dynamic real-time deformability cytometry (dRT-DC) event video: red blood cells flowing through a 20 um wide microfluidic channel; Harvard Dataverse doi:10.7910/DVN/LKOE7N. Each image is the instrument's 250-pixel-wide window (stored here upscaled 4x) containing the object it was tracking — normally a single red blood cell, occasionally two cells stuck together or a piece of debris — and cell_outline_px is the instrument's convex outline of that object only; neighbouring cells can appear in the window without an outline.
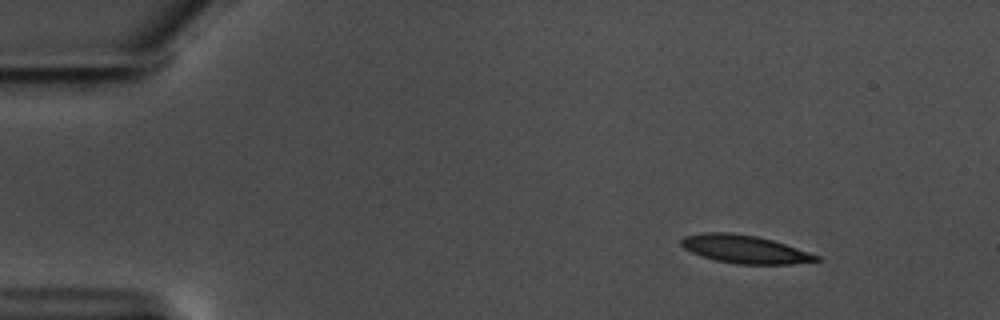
{"species": "common noctule bat (a hibernating species)", "species_latin": "Nyctalus noctula", "temperature_condition": "warm", "stored_images_in_passage": 2, "camera_frame_rate_fps": 3000, "um_per_image_px": 0.085, "animal": {"sex": "male", "body_mass_g": 17.5, "forearm_length_mm": 52.3}, "frame": {"image": 1, "passage_image": 1, "time_ms": 0.0, "image_size_px": [1000, 320], "cell_outline_px": [[824, 260], [792, 264], [736, 264], [716, 260], [700, 256], [684, 248], [680, 244], [680, 240], [684, 236], [704, 232], [728, 232], [756, 236], [772, 240], [820, 256]], "centroid_in_image_um": [63.29, 21.18], "position_along_channel_um": 21.7, "area_um2": 22.08}}